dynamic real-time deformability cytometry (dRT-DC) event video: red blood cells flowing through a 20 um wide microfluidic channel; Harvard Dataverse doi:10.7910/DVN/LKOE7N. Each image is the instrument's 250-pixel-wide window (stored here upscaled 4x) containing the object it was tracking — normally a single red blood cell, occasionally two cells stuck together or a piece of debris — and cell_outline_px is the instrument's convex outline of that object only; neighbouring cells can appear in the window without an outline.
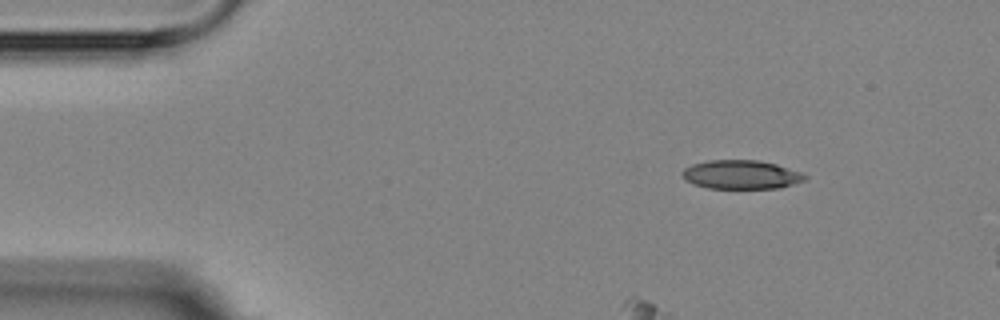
{"species": "Egyptian fruit bat (a non-hibernating species)", "species_latin": "Rousettus aegyptiacus", "temperature_condition": "room temperature", "stored_images_in_passage": 5, "camera_frame_rate_fps": 3000, "um_per_image_px": 0.085, "animal": {"sex": "female"}, "frame": {"image": 1, "passage_image": 1, "time_ms": 0.0, "image_size_px": [1000, 320], "cell_outline_px": [[808, 180], [780, 188], [708, 188], [692, 184], [684, 180], [680, 172], [684, 168], [692, 164], [708, 160], [760, 160], [776, 164], [800, 172], [808, 176]], "centroid_in_image_um": [62.98, 14.84], "position_along_channel_um": 22.0, "area_um2": 20.87}}